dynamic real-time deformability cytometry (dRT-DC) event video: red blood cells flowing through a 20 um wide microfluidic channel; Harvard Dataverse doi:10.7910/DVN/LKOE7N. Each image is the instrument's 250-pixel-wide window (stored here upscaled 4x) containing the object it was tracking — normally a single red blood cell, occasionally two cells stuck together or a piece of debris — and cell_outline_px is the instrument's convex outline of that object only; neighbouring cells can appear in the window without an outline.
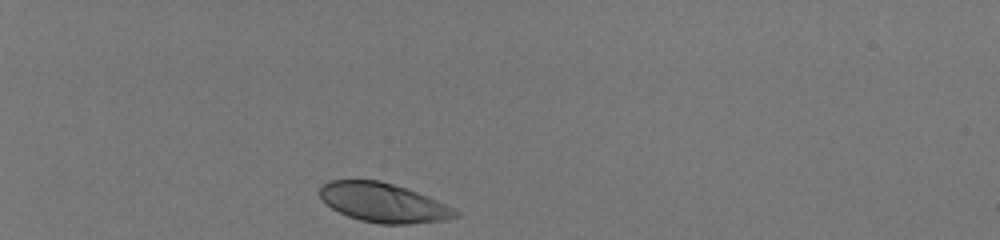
{"species": "human", "species_latin": "Homo sapiens", "temperature_condition": "room temperature", "stored_images_in_passage": 34, "camera_frame_rate_fps": 3000, "um_per_image_px": 0.085, "donor": {"sex": "male"}, "frame": {"image": 1, "passage_image": 1, "time_ms": 0.0, "image_size_px": [1000, 240], "cell_outline_px": [[460, 216], [444, 220], [408, 224], [380, 224], [360, 220], [348, 216], [332, 208], [320, 196], [320, 188], [328, 180], [380, 180], [428, 196], [460, 212]], "centroid_in_image_um": [32.59, 17.23], "position_along_channel_um": 52.4, "area_um2": 30.63}}
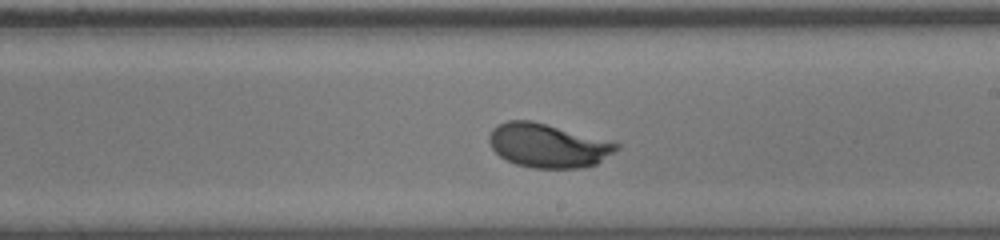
{"frame": {"image": 2, "passage_image": 20, "time_ms": 6.333, "image_size_px": [1000, 240], "cell_outline_px": [[620, 148], [596, 164], [580, 168], [532, 168], [516, 164], [500, 156], [492, 148], [488, 140], [488, 136], [492, 128], [496, 124], [508, 120], [532, 120], [620, 144]], "centroid_in_image_um": [46.53, 12.37], "position_along_channel_um": 242.5, "area_um2": 32.37}}
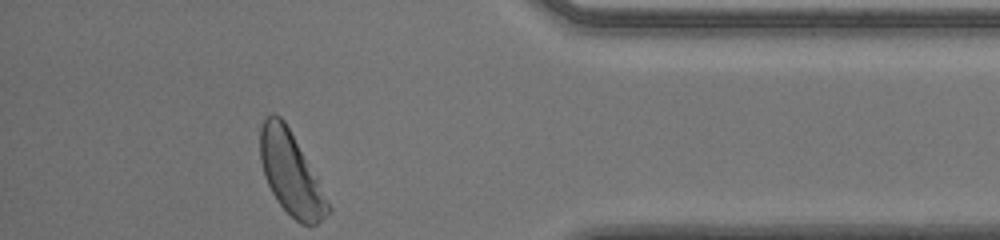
{"frame": {"image": 3, "passage_image": 34, "time_ms": 11.0, "image_size_px": [1000, 240], "cell_outline_px": [[332, 212], [316, 224], [300, 224], [276, 200], [264, 176], [260, 160], [260, 124], [264, 116], [272, 112], [276, 112], [284, 120], [316, 176], [332, 208]], "centroid_in_image_um": [24.7, 14.7], "position_along_channel_um": 410.5, "area_um2": 32.6}, "authors_computed_cell_mechanics": {"area_um2": 31.9345, "velocity_mm_per_s": 3.9596, "shape_relaxation_time_tau1_ms": 2.3898, "shape_relaxation_time_tau2_ms": null, "deformation_change_tau1": 0.1583, "deformation_change_tau2": null}}